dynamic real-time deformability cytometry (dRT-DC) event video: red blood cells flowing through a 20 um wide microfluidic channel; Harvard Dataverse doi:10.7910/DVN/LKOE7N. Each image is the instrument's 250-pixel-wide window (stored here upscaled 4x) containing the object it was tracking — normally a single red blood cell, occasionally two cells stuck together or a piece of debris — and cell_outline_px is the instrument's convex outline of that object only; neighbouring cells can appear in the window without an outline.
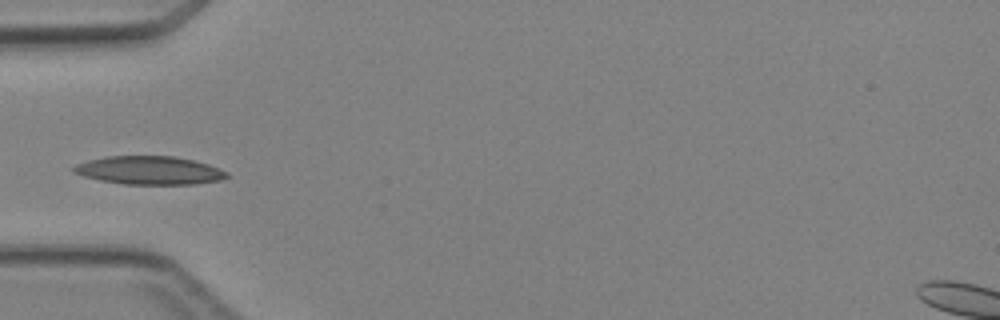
{"species": "Egyptian fruit bat (a non-hibernating species)", "species_latin": "Rousettus aegyptiacus", "temperature_condition": "cold", "stored_images_in_passage": 5, "camera_frame_rate_fps": 3000, "um_per_image_px": 0.085, "animal": {"sex": "female"}, "frame": {"image": 1, "passage_image": 5, "time_ms": 4.667, "image_size_px": [1000, 320], "cell_outline_px": [[228, 176], [220, 180], [196, 184], [124, 184], [100, 180], [84, 176], [72, 172], [72, 168], [76, 164], [88, 160], [104, 156], [176, 156], [208, 164], [228, 172]], "centroid_in_image_um": [12.68, 14.47], "position_along_channel_um": 72.3, "area_um2": 25.26}}